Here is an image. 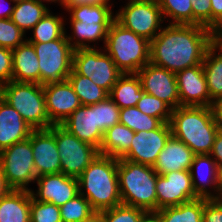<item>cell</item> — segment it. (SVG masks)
Here are the masks:
<instances>
[{
    "label": "cell",
    "mask_w": 222,
    "mask_h": 222,
    "mask_svg": "<svg viewBox=\"0 0 222 222\" xmlns=\"http://www.w3.org/2000/svg\"><path fill=\"white\" fill-rule=\"evenodd\" d=\"M140 222H162L160 215L156 211L146 212Z\"/></svg>",
    "instance_id": "f907efd6"
},
{
    "label": "cell",
    "mask_w": 222,
    "mask_h": 222,
    "mask_svg": "<svg viewBox=\"0 0 222 222\" xmlns=\"http://www.w3.org/2000/svg\"><path fill=\"white\" fill-rule=\"evenodd\" d=\"M212 44L206 51L203 60V70L211 100L222 97V52Z\"/></svg>",
    "instance_id": "83f0119b"
},
{
    "label": "cell",
    "mask_w": 222,
    "mask_h": 222,
    "mask_svg": "<svg viewBox=\"0 0 222 222\" xmlns=\"http://www.w3.org/2000/svg\"><path fill=\"white\" fill-rule=\"evenodd\" d=\"M30 222H62L60 209L55 204L35 200L30 193Z\"/></svg>",
    "instance_id": "74e56055"
},
{
    "label": "cell",
    "mask_w": 222,
    "mask_h": 222,
    "mask_svg": "<svg viewBox=\"0 0 222 222\" xmlns=\"http://www.w3.org/2000/svg\"><path fill=\"white\" fill-rule=\"evenodd\" d=\"M12 188L7 184L4 174L2 173L1 167H0V199L7 195Z\"/></svg>",
    "instance_id": "681fc988"
},
{
    "label": "cell",
    "mask_w": 222,
    "mask_h": 222,
    "mask_svg": "<svg viewBox=\"0 0 222 222\" xmlns=\"http://www.w3.org/2000/svg\"><path fill=\"white\" fill-rule=\"evenodd\" d=\"M204 198L156 211L162 222H203Z\"/></svg>",
    "instance_id": "f546056e"
},
{
    "label": "cell",
    "mask_w": 222,
    "mask_h": 222,
    "mask_svg": "<svg viewBox=\"0 0 222 222\" xmlns=\"http://www.w3.org/2000/svg\"><path fill=\"white\" fill-rule=\"evenodd\" d=\"M136 107L144 114L156 117L163 123H169L172 115V108L160 100L159 98L143 93L142 97L138 100Z\"/></svg>",
    "instance_id": "8d00e7d4"
},
{
    "label": "cell",
    "mask_w": 222,
    "mask_h": 222,
    "mask_svg": "<svg viewBox=\"0 0 222 222\" xmlns=\"http://www.w3.org/2000/svg\"><path fill=\"white\" fill-rule=\"evenodd\" d=\"M62 222H83L95 211L88 200L81 194L59 207Z\"/></svg>",
    "instance_id": "d590c367"
},
{
    "label": "cell",
    "mask_w": 222,
    "mask_h": 222,
    "mask_svg": "<svg viewBox=\"0 0 222 222\" xmlns=\"http://www.w3.org/2000/svg\"><path fill=\"white\" fill-rule=\"evenodd\" d=\"M37 1L40 2L41 4H43V1H44V2H45V1H46V2H56V1L58 2V1H59L58 3H60L61 6L63 7V1H64V0H43V1H42V0H37Z\"/></svg>",
    "instance_id": "9f6ffc18"
},
{
    "label": "cell",
    "mask_w": 222,
    "mask_h": 222,
    "mask_svg": "<svg viewBox=\"0 0 222 222\" xmlns=\"http://www.w3.org/2000/svg\"><path fill=\"white\" fill-rule=\"evenodd\" d=\"M0 167L7 184L14 190H29L37 179L30 136L0 151Z\"/></svg>",
    "instance_id": "ba28073f"
},
{
    "label": "cell",
    "mask_w": 222,
    "mask_h": 222,
    "mask_svg": "<svg viewBox=\"0 0 222 222\" xmlns=\"http://www.w3.org/2000/svg\"><path fill=\"white\" fill-rule=\"evenodd\" d=\"M159 7L164 19H173L170 24L193 25L192 0H160Z\"/></svg>",
    "instance_id": "e575fe53"
},
{
    "label": "cell",
    "mask_w": 222,
    "mask_h": 222,
    "mask_svg": "<svg viewBox=\"0 0 222 222\" xmlns=\"http://www.w3.org/2000/svg\"><path fill=\"white\" fill-rule=\"evenodd\" d=\"M12 81V50L0 47V84Z\"/></svg>",
    "instance_id": "7bdbcfd3"
},
{
    "label": "cell",
    "mask_w": 222,
    "mask_h": 222,
    "mask_svg": "<svg viewBox=\"0 0 222 222\" xmlns=\"http://www.w3.org/2000/svg\"><path fill=\"white\" fill-rule=\"evenodd\" d=\"M12 81L40 84L38 58L33 45L27 41L12 49Z\"/></svg>",
    "instance_id": "603a6c76"
},
{
    "label": "cell",
    "mask_w": 222,
    "mask_h": 222,
    "mask_svg": "<svg viewBox=\"0 0 222 222\" xmlns=\"http://www.w3.org/2000/svg\"><path fill=\"white\" fill-rule=\"evenodd\" d=\"M119 123L126 125L134 132L158 129L163 124L160 119L144 114L136 106L121 108Z\"/></svg>",
    "instance_id": "836d02e7"
},
{
    "label": "cell",
    "mask_w": 222,
    "mask_h": 222,
    "mask_svg": "<svg viewBox=\"0 0 222 222\" xmlns=\"http://www.w3.org/2000/svg\"><path fill=\"white\" fill-rule=\"evenodd\" d=\"M135 132L122 123L108 128L100 145L99 154L121 158L129 149Z\"/></svg>",
    "instance_id": "d4e9b609"
},
{
    "label": "cell",
    "mask_w": 222,
    "mask_h": 222,
    "mask_svg": "<svg viewBox=\"0 0 222 222\" xmlns=\"http://www.w3.org/2000/svg\"><path fill=\"white\" fill-rule=\"evenodd\" d=\"M119 115L120 108L110 97L96 103L97 125L103 134L108 128L119 123Z\"/></svg>",
    "instance_id": "f35d334b"
},
{
    "label": "cell",
    "mask_w": 222,
    "mask_h": 222,
    "mask_svg": "<svg viewBox=\"0 0 222 222\" xmlns=\"http://www.w3.org/2000/svg\"><path fill=\"white\" fill-rule=\"evenodd\" d=\"M144 90L136 73L122 74L113 85L109 97L121 108L136 106Z\"/></svg>",
    "instance_id": "484cf974"
},
{
    "label": "cell",
    "mask_w": 222,
    "mask_h": 222,
    "mask_svg": "<svg viewBox=\"0 0 222 222\" xmlns=\"http://www.w3.org/2000/svg\"><path fill=\"white\" fill-rule=\"evenodd\" d=\"M2 99L34 130L49 129L53 125L46 110L42 84L10 81L2 85Z\"/></svg>",
    "instance_id": "8992f818"
},
{
    "label": "cell",
    "mask_w": 222,
    "mask_h": 222,
    "mask_svg": "<svg viewBox=\"0 0 222 222\" xmlns=\"http://www.w3.org/2000/svg\"><path fill=\"white\" fill-rule=\"evenodd\" d=\"M103 48L123 74L137 73L150 60V41L116 20L108 29Z\"/></svg>",
    "instance_id": "5b68a950"
},
{
    "label": "cell",
    "mask_w": 222,
    "mask_h": 222,
    "mask_svg": "<svg viewBox=\"0 0 222 222\" xmlns=\"http://www.w3.org/2000/svg\"><path fill=\"white\" fill-rule=\"evenodd\" d=\"M35 49L40 69V84L67 80L72 71L74 48L66 38L47 43H31Z\"/></svg>",
    "instance_id": "52a82bcc"
},
{
    "label": "cell",
    "mask_w": 222,
    "mask_h": 222,
    "mask_svg": "<svg viewBox=\"0 0 222 222\" xmlns=\"http://www.w3.org/2000/svg\"><path fill=\"white\" fill-rule=\"evenodd\" d=\"M190 174L193 188L195 190V195L198 198L217 199L220 169L210 154H195L193 163L190 167ZM208 186L213 187L212 189L214 192L216 191V195L211 193Z\"/></svg>",
    "instance_id": "ffe728a7"
},
{
    "label": "cell",
    "mask_w": 222,
    "mask_h": 222,
    "mask_svg": "<svg viewBox=\"0 0 222 222\" xmlns=\"http://www.w3.org/2000/svg\"><path fill=\"white\" fill-rule=\"evenodd\" d=\"M2 99V85L0 84V100Z\"/></svg>",
    "instance_id": "680465c9"
},
{
    "label": "cell",
    "mask_w": 222,
    "mask_h": 222,
    "mask_svg": "<svg viewBox=\"0 0 222 222\" xmlns=\"http://www.w3.org/2000/svg\"><path fill=\"white\" fill-rule=\"evenodd\" d=\"M211 2V30H222V0H210Z\"/></svg>",
    "instance_id": "f6af8a7d"
},
{
    "label": "cell",
    "mask_w": 222,
    "mask_h": 222,
    "mask_svg": "<svg viewBox=\"0 0 222 222\" xmlns=\"http://www.w3.org/2000/svg\"><path fill=\"white\" fill-rule=\"evenodd\" d=\"M146 212L144 209L124 204L101 211L104 222H140Z\"/></svg>",
    "instance_id": "ab89813d"
},
{
    "label": "cell",
    "mask_w": 222,
    "mask_h": 222,
    "mask_svg": "<svg viewBox=\"0 0 222 222\" xmlns=\"http://www.w3.org/2000/svg\"><path fill=\"white\" fill-rule=\"evenodd\" d=\"M157 211L198 199L192 184L190 170L157 175Z\"/></svg>",
    "instance_id": "7c38bea8"
},
{
    "label": "cell",
    "mask_w": 222,
    "mask_h": 222,
    "mask_svg": "<svg viewBox=\"0 0 222 222\" xmlns=\"http://www.w3.org/2000/svg\"><path fill=\"white\" fill-rule=\"evenodd\" d=\"M67 80L72 85L82 105L96 104L109 97L106 90L96 85L90 78L77 74L73 69Z\"/></svg>",
    "instance_id": "4dcf8cb0"
},
{
    "label": "cell",
    "mask_w": 222,
    "mask_h": 222,
    "mask_svg": "<svg viewBox=\"0 0 222 222\" xmlns=\"http://www.w3.org/2000/svg\"><path fill=\"white\" fill-rule=\"evenodd\" d=\"M119 10L115 20L149 41L153 40L162 29L160 24L164 18L159 3L129 0L127 5Z\"/></svg>",
    "instance_id": "8fae6325"
},
{
    "label": "cell",
    "mask_w": 222,
    "mask_h": 222,
    "mask_svg": "<svg viewBox=\"0 0 222 222\" xmlns=\"http://www.w3.org/2000/svg\"><path fill=\"white\" fill-rule=\"evenodd\" d=\"M171 135L169 123H163L158 129L135 132L130 149L119 159L153 167Z\"/></svg>",
    "instance_id": "4fadbf2b"
},
{
    "label": "cell",
    "mask_w": 222,
    "mask_h": 222,
    "mask_svg": "<svg viewBox=\"0 0 222 222\" xmlns=\"http://www.w3.org/2000/svg\"><path fill=\"white\" fill-rule=\"evenodd\" d=\"M49 130L56 138L61 159V173L78 178L98 156L99 150L91 144L80 141L61 125H52Z\"/></svg>",
    "instance_id": "30bf717a"
},
{
    "label": "cell",
    "mask_w": 222,
    "mask_h": 222,
    "mask_svg": "<svg viewBox=\"0 0 222 222\" xmlns=\"http://www.w3.org/2000/svg\"><path fill=\"white\" fill-rule=\"evenodd\" d=\"M210 108L217 127L222 131V97L213 100Z\"/></svg>",
    "instance_id": "c3c4849f"
},
{
    "label": "cell",
    "mask_w": 222,
    "mask_h": 222,
    "mask_svg": "<svg viewBox=\"0 0 222 222\" xmlns=\"http://www.w3.org/2000/svg\"><path fill=\"white\" fill-rule=\"evenodd\" d=\"M117 175L122 204L157 211V172L153 167L118 159Z\"/></svg>",
    "instance_id": "277c9868"
},
{
    "label": "cell",
    "mask_w": 222,
    "mask_h": 222,
    "mask_svg": "<svg viewBox=\"0 0 222 222\" xmlns=\"http://www.w3.org/2000/svg\"><path fill=\"white\" fill-rule=\"evenodd\" d=\"M131 1H145V2H155V3H159L160 0H131Z\"/></svg>",
    "instance_id": "6f0895ef"
},
{
    "label": "cell",
    "mask_w": 222,
    "mask_h": 222,
    "mask_svg": "<svg viewBox=\"0 0 222 222\" xmlns=\"http://www.w3.org/2000/svg\"><path fill=\"white\" fill-rule=\"evenodd\" d=\"M117 167L118 158L98 154L77 178L79 194L88 200L95 212L122 204Z\"/></svg>",
    "instance_id": "7a4b0ae2"
},
{
    "label": "cell",
    "mask_w": 222,
    "mask_h": 222,
    "mask_svg": "<svg viewBox=\"0 0 222 222\" xmlns=\"http://www.w3.org/2000/svg\"><path fill=\"white\" fill-rule=\"evenodd\" d=\"M193 25H202L211 29L210 0H192Z\"/></svg>",
    "instance_id": "b9f144b4"
},
{
    "label": "cell",
    "mask_w": 222,
    "mask_h": 222,
    "mask_svg": "<svg viewBox=\"0 0 222 222\" xmlns=\"http://www.w3.org/2000/svg\"><path fill=\"white\" fill-rule=\"evenodd\" d=\"M0 222H30V189H12L0 199Z\"/></svg>",
    "instance_id": "cb8c5ba5"
},
{
    "label": "cell",
    "mask_w": 222,
    "mask_h": 222,
    "mask_svg": "<svg viewBox=\"0 0 222 222\" xmlns=\"http://www.w3.org/2000/svg\"><path fill=\"white\" fill-rule=\"evenodd\" d=\"M203 222H222V201L204 199Z\"/></svg>",
    "instance_id": "ee69618b"
},
{
    "label": "cell",
    "mask_w": 222,
    "mask_h": 222,
    "mask_svg": "<svg viewBox=\"0 0 222 222\" xmlns=\"http://www.w3.org/2000/svg\"><path fill=\"white\" fill-rule=\"evenodd\" d=\"M211 157L215 160L219 169H222V131L219 130L215 136Z\"/></svg>",
    "instance_id": "bcb514c9"
},
{
    "label": "cell",
    "mask_w": 222,
    "mask_h": 222,
    "mask_svg": "<svg viewBox=\"0 0 222 222\" xmlns=\"http://www.w3.org/2000/svg\"><path fill=\"white\" fill-rule=\"evenodd\" d=\"M63 19V17L54 16L49 10L32 28L33 37L27 38L26 41L29 43H47L60 39L66 33Z\"/></svg>",
    "instance_id": "1f68e13d"
},
{
    "label": "cell",
    "mask_w": 222,
    "mask_h": 222,
    "mask_svg": "<svg viewBox=\"0 0 222 222\" xmlns=\"http://www.w3.org/2000/svg\"><path fill=\"white\" fill-rule=\"evenodd\" d=\"M174 137L195 154H210L219 131L210 107L179 106L172 110L169 122Z\"/></svg>",
    "instance_id": "3957f363"
},
{
    "label": "cell",
    "mask_w": 222,
    "mask_h": 222,
    "mask_svg": "<svg viewBox=\"0 0 222 222\" xmlns=\"http://www.w3.org/2000/svg\"><path fill=\"white\" fill-rule=\"evenodd\" d=\"M83 222H104V217L101 212H94L88 219Z\"/></svg>",
    "instance_id": "db71d44e"
},
{
    "label": "cell",
    "mask_w": 222,
    "mask_h": 222,
    "mask_svg": "<svg viewBox=\"0 0 222 222\" xmlns=\"http://www.w3.org/2000/svg\"><path fill=\"white\" fill-rule=\"evenodd\" d=\"M30 142L36 176L61 173V159L55 135L49 129L33 130Z\"/></svg>",
    "instance_id": "e0dca14e"
},
{
    "label": "cell",
    "mask_w": 222,
    "mask_h": 222,
    "mask_svg": "<svg viewBox=\"0 0 222 222\" xmlns=\"http://www.w3.org/2000/svg\"><path fill=\"white\" fill-rule=\"evenodd\" d=\"M46 110L53 125H60L82 104L68 80L43 85Z\"/></svg>",
    "instance_id": "9a60e30c"
},
{
    "label": "cell",
    "mask_w": 222,
    "mask_h": 222,
    "mask_svg": "<svg viewBox=\"0 0 222 222\" xmlns=\"http://www.w3.org/2000/svg\"><path fill=\"white\" fill-rule=\"evenodd\" d=\"M213 44L222 52V30L213 32Z\"/></svg>",
    "instance_id": "816d5d0a"
},
{
    "label": "cell",
    "mask_w": 222,
    "mask_h": 222,
    "mask_svg": "<svg viewBox=\"0 0 222 222\" xmlns=\"http://www.w3.org/2000/svg\"><path fill=\"white\" fill-rule=\"evenodd\" d=\"M213 31L202 25L169 24L150 41L149 62L171 72L203 63Z\"/></svg>",
    "instance_id": "6da1fadb"
},
{
    "label": "cell",
    "mask_w": 222,
    "mask_h": 222,
    "mask_svg": "<svg viewBox=\"0 0 222 222\" xmlns=\"http://www.w3.org/2000/svg\"><path fill=\"white\" fill-rule=\"evenodd\" d=\"M60 125L80 141L100 149L103 133L97 125L96 104L81 105Z\"/></svg>",
    "instance_id": "d6986e66"
},
{
    "label": "cell",
    "mask_w": 222,
    "mask_h": 222,
    "mask_svg": "<svg viewBox=\"0 0 222 222\" xmlns=\"http://www.w3.org/2000/svg\"><path fill=\"white\" fill-rule=\"evenodd\" d=\"M195 153L182 141L171 135L153 166L158 175L190 170Z\"/></svg>",
    "instance_id": "7402d4cb"
},
{
    "label": "cell",
    "mask_w": 222,
    "mask_h": 222,
    "mask_svg": "<svg viewBox=\"0 0 222 222\" xmlns=\"http://www.w3.org/2000/svg\"><path fill=\"white\" fill-rule=\"evenodd\" d=\"M24 32L10 19H0V47L15 49L22 45Z\"/></svg>",
    "instance_id": "60d3db41"
},
{
    "label": "cell",
    "mask_w": 222,
    "mask_h": 222,
    "mask_svg": "<svg viewBox=\"0 0 222 222\" xmlns=\"http://www.w3.org/2000/svg\"><path fill=\"white\" fill-rule=\"evenodd\" d=\"M49 11L37 0H23L14 3L11 20L23 31L32 29Z\"/></svg>",
    "instance_id": "f1b7e54d"
},
{
    "label": "cell",
    "mask_w": 222,
    "mask_h": 222,
    "mask_svg": "<svg viewBox=\"0 0 222 222\" xmlns=\"http://www.w3.org/2000/svg\"><path fill=\"white\" fill-rule=\"evenodd\" d=\"M70 21L71 30H73V35H66V38L74 49L94 48V46H89L87 42L91 43L98 40L100 41L102 39L105 44L108 29L110 28L111 24H97L89 22H80L76 20ZM73 40H75V42Z\"/></svg>",
    "instance_id": "4316f807"
},
{
    "label": "cell",
    "mask_w": 222,
    "mask_h": 222,
    "mask_svg": "<svg viewBox=\"0 0 222 222\" xmlns=\"http://www.w3.org/2000/svg\"><path fill=\"white\" fill-rule=\"evenodd\" d=\"M110 5H83L68 10L70 20L97 24H112L115 16Z\"/></svg>",
    "instance_id": "d6a6232c"
},
{
    "label": "cell",
    "mask_w": 222,
    "mask_h": 222,
    "mask_svg": "<svg viewBox=\"0 0 222 222\" xmlns=\"http://www.w3.org/2000/svg\"><path fill=\"white\" fill-rule=\"evenodd\" d=\"M36 181L37 193L31 189L30 193L35 200L41 202H49L60 207L79 195L78 179L63 173L42 175L37 177Z\"/></svg>",
    "instance_id": "ac0fdd59"
},
{
    "label": "cell",
    "mask_w": 222,
    "mask_h": 222,
    "mask_svg": "<svg viewBox=\"0 0 222 222\" xmlns=\"http://www.w3.org/2000/svg\"><path fill=\"white\" fill-rule=\"evenodd\" d=\"M78 48L73 53L72 69L90 78L96 85L110 93L113 85L123 74L105 50Z\"/></svg>",
    "instance_id": "9c48e42d"
},
{
    "label": "cell",
    "mask_w": 222,
    "mask_h": 222,
    "mask_svg": "<svg viewBox=\"0 0 222 222\" xmlns=\"http://www.w3.org/2000/svg\"><path fill=\"white\" fill-rule=\"evenodd\" d=\"M17 1H23V0H9V2H13V3H15Z\"/></svg>",
    "instance_id": "91938a15"
},
{
    "label": "cell",
    "mask_w": 222,
    "mask_h": 222,
    "mask_svg": "<svg viewBox=\"0 0 222 222\" xmlns=\"http://www.w3.org/2000/svg\"><path fill=\"white\" fill-rule=\"evenodd\" d=\"M110 0H64L63 6L67 11L75 6L83 5H109Z\"/></svg>",
    "instance_id": "7dc6e473"
},
{
    "label": "cell",
    "mask_w": 222,
    "mask_h": 222,
    "mask_svg": "<svg viewBox=\"0 0 222 222\" xmlns=\"http://www.w3.org/2000/svg\"><path fill=\"white\" fill-rule=\"evenodd\" d=\"M175 76L180 106H211L212 100L202 64L178 71Z\"/></svg>",
    "instance_id": "2e32d148"
},
{
    "label": "cell",
    "mask_w": 222,
    "mask_h": 222,
    "mask_svg": "<svg viewBox=\"0 0 222 222\" xmlns=\"http://www.w3.org/2000/svg\"><path fill=\"white\" fill-rule=\"evenodd\" d=\"M34 129L5 100H0V151L29 138Z\"/></svg>",
    "instance_id": "44dd1931"
},
{
    "label": "cell",
    "mask_w": 222,
    "mask_h": 222,
    "mask_svg": "<svg viewBox=\"0 0 222 222\" xmlns=\"http://www.w3.org/2000/svg\"><path fill=\"white\" fill-rule=\"evenodd\" d=\"M2 1V0H1ZM4 1V0H3ZM2 3H0V19H7V18H11L13 10H14V5L11 7H7V9L3 10V5H1ZM6 8V7H5Z\"/></svg>",
    "instance_id": "f5cc1de1"
},
{
    "label": "cell",
    "mask_w": 222,
    "mask_h": 222,
    "mask_svg": "<svg viewBox=\"0 0 222 222\" xmlns=\"http://www.w3.org/2000/svg\"><path fill=\"white\" fill-rule=\"evenodd\" d=\"M144 93L153 95L167 103L172 109L180 106L178 86L174 72L147 63L136 73Z\"/></svg>",
    "instance_id": "5bb4252c"
},
{
    "label": "cell",
    "mask_w": 222,
    "mask_h": 222,
    "mask_svg": "<svg viewBox=\"0 0 222 222\" xmlns=\"http://www.w3.org/2000/svg\"><path fill=\"white\" fill-rule=\"evenodd\" d=\"M216 200L222 201V169H220L218 197Z\"/></svg>",
    "instance_id": "11a10c76"
}]
</instances>
